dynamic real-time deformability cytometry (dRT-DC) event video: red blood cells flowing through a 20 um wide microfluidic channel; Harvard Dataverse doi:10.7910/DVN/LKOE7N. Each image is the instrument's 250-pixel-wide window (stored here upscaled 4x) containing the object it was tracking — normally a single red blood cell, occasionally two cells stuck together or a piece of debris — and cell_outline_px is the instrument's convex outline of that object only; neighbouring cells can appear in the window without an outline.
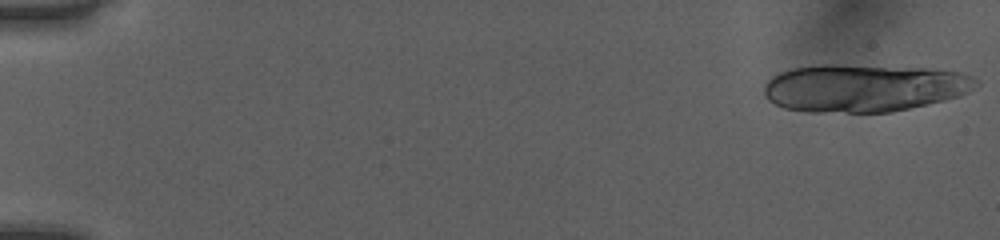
{"species": "human", "species_latin": "Homo sapiens", "temperature_condition": "room temperature", "stored_images_in_passage": 17, "camera_frame_rate_fps": 3000, "um_per_image_px": 0.085, "donor": {"sex": "female"}, "frame": {"image": 1, "passage_image": 1, "time_ms": 0.0, "image_size_px": [1000, 240], "cell_outline_px": [[980, 84], [968, 92], [960, 96], [928, 104], [892, 112], [812, 112], [784, 108], [768, 100], [764, 96], [764, 84], [772, 76], [780, 72], [792, 68], [820, 64], [840, 64], [924, 68], [960, 72], [972, 76], [980, 80]], "centroid_in_image_um": [73.44, 7.47], "position_along_channel_um": 11.6, "area_um2": 59.36}}